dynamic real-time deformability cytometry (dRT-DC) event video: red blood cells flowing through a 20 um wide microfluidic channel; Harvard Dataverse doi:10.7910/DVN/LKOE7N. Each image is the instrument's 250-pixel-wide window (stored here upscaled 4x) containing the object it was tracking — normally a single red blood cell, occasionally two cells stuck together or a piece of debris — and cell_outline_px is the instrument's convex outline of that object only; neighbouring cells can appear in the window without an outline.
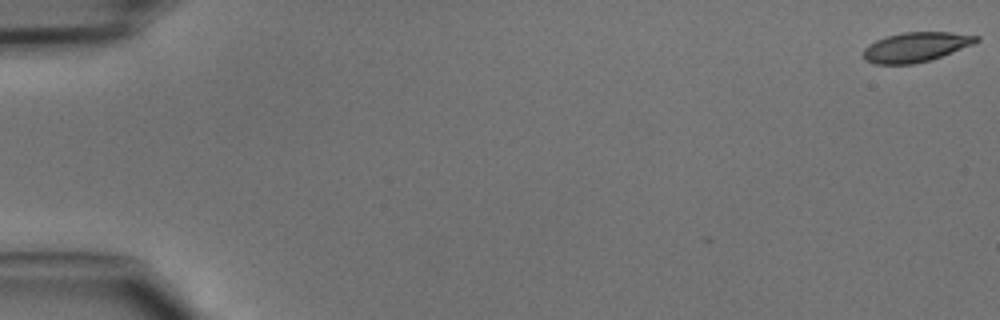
{"species": "common noctule bat (a hibernating species)", "species_latin": "Nyctalus noctula", "temperature_condition": "cold", "stored_images_in_passage": 2, "camera_frame_rate_fps": 3000, "um_per_image_px": 0.085, "animal": {"sex": "male", "body_mass_g": 15.6}, "frame": {"image": 1, "passage_image": 2, "time_ms": 0.333, "image_size_px": [1000, 320], "cell_outline_px": [[980, 40], [972, 44], [932, 60], [912, 64], [876, 64], [864, 60], [864, 48], [868, 44], [876, 40], [888, 36], [904, 32], [952, 32], [980, 36]], "centroid_in_image_um": [77.85, 4.0], "position_along_channel_um": 7.2, "area_um2": 19.48}}